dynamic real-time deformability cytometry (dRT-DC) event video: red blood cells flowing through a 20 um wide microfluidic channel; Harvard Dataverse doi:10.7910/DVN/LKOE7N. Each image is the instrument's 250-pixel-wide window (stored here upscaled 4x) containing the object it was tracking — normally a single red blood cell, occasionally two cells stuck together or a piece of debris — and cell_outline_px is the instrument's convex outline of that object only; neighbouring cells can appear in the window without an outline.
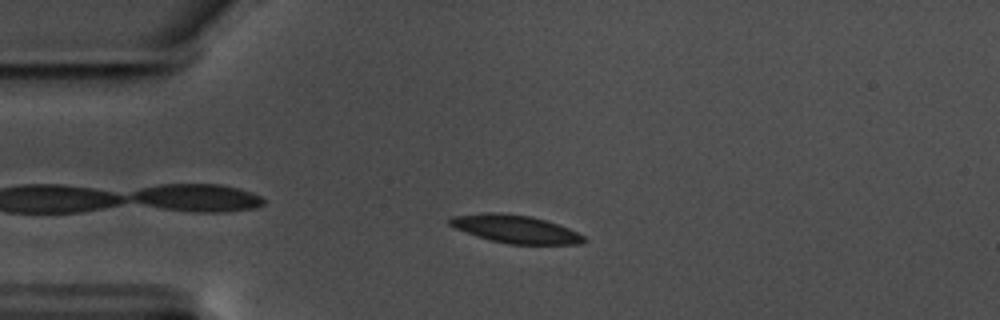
{"species": "common noctule bat (a hibernating species)", "species_latin": "Nyctalus noctula", "temperature_condition": "warm", "stored_images_in_passage": 49, "camera_frame_rate_fps": 3000, "um_per_image_px": 0.085, "animal": {"sex": "male", "body_mass_g": 17.5, "forearm_length_mm": 52.3}, "frame": {"image": 1, "passage_image": 5, "time_ms": 1.333, "image_size_px": [1000, 320], "cell_outline_px": [[588, 240], [580, 244], [508, 244], [476, 236], [456, 228], [448, 224], [448, 220], [452, 216], [484, 212], [500, 212], [528, 216], [544, 220], [568, 228], [584, 236]], "centroid_in_image_um": [43.79, 19.47], "position_along_channel_um": 41.2, "area_um2": 21.68}}
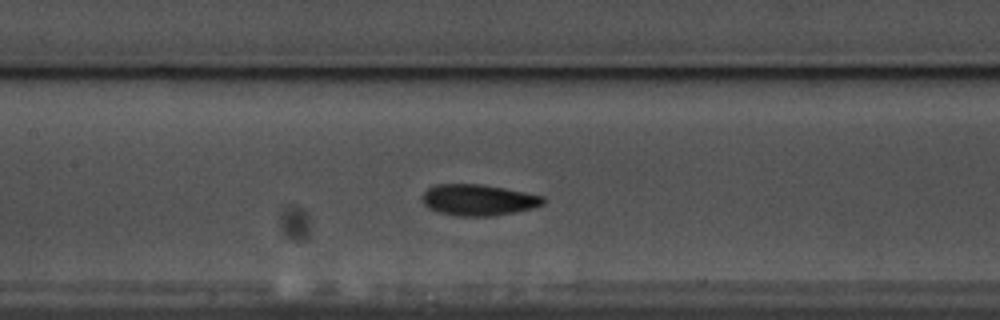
{"frame": {"image": 2, "passage_image": 18, "time_ms": 5.667, "image_size_px": [1000, 320], "cell_outline_px": [[544, 204], [532, 208], [516, 212], [492, 216], [456, 216], [436, 212], [428, 208], [420, 200], [420, 196], [428, 188], [436, 184], [480, 184], [504, 188], [544, 196]], "centroid_in_image_um": [40.61, 17.0], "position_along_channel_um": 166.8, "area_um2": 22.2}}
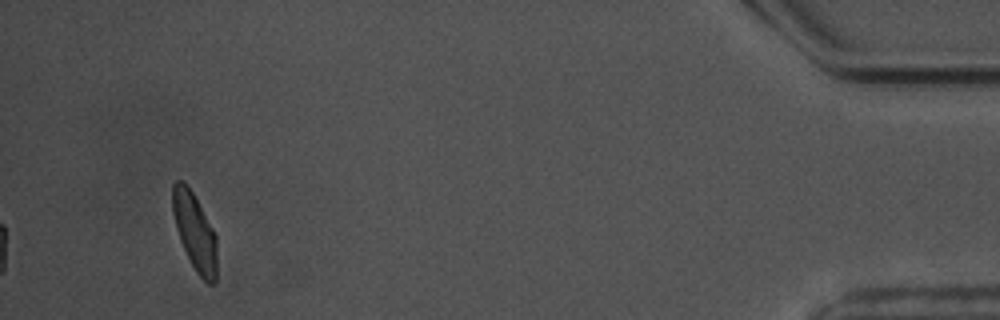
{"frame": {"image": 3, "passage_image": 46, "time_ms": 15.0, "image_size_px": [1000, 320], "cell_outline_px": [[216, 280], [212, 284], [208, 284], [196, 272], [180, 240], [176, 228], [172, 212], [172, 184], [176, 180], [180, 180], [192, 192], [212, 228], [216, 236]], "centroid_in_image_um": [16.54, 19.71], "position_along_channel_um": 418.7, "area_um2": 19.54}, "authors_computed_cell_mechanics": {"area_um2": 21.386, "velocity_mm_per_s": 3.5089, "shape_relaxation_time_tau1_ms": 3.9672, "shape_relaxation_time_tau2_ms": 3.1626, "deformation_change_tau1": 0.1294, "deformation_change_tau2": 0.0838}}